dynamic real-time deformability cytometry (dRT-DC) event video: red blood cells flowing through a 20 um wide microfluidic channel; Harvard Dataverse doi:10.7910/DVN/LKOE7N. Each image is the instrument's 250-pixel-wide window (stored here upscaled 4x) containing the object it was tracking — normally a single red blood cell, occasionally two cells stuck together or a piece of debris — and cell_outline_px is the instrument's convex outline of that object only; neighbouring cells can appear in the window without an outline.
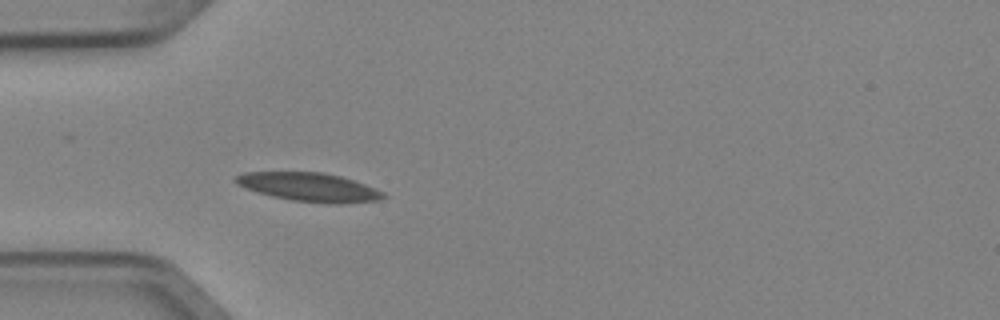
{"species": "Egyptian fruit bat (a non-hibernating species)", "species_latin": "Rousettus aegyptiacus", "temperature_condition": "cold", "stored_images_in_passage": 1, "camera_frame_rate_fps": 3000, "um_per_image_px": 0.085, "animal": {"sex": "female"}, "frame": {"image": 1, "passage_image": 1, "time_ms": 0.0, "image_size_px": [1000, 320], "cell_outline_px": [[388, 196], [376, 200], [344, 204], [332, 204], [292, 200], [272, 196], [256, 192], [236, 184], [232, 180], [236, 176], [244, 172], [324, 172], [340, 176], [364, 184], [384, 192]], "centroid_in_image_um": [26.26, 15.9], "position_along_channel_um": 58.7, "area_um2": 24.68}}